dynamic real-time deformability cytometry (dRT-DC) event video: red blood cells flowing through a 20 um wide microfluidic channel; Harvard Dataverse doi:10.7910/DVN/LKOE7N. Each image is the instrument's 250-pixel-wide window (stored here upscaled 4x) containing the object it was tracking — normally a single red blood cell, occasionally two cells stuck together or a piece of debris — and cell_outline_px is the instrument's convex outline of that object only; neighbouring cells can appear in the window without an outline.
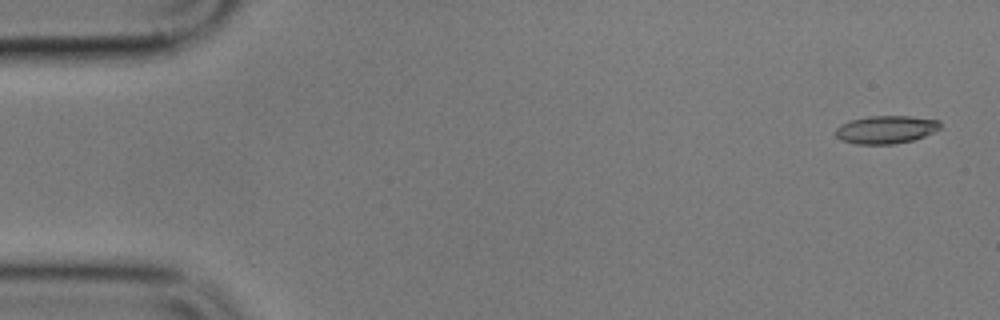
{"species": "common noctule bat (a hibernating species)", "species_latin": "Nyctalus noctula", "temperature_condition": "cold", "stored_images_in_passage": 5, "camera_frame_rate_fps": 3000, "um_per_image_px": 0.085, "animal": {"sex": "male", "body_mass_g": 17.9}, "frame": {"image": 1, "passage_image": 1, "time_ms": 0.0, "image_size_px": [1000, 320], "cell_outline_px": [[940, 128], [924, 136], [912, 140], [892, 144], [856, 144], [840, 140], [836, 136], [836, 128], [840, 124], [848, 120], [868, 116], [908, 116], [940, 120]], "centroid_in_image_um": [75.26, 11.0], "position_along_channel_um": 9.7, "area_um2": 17.05}}
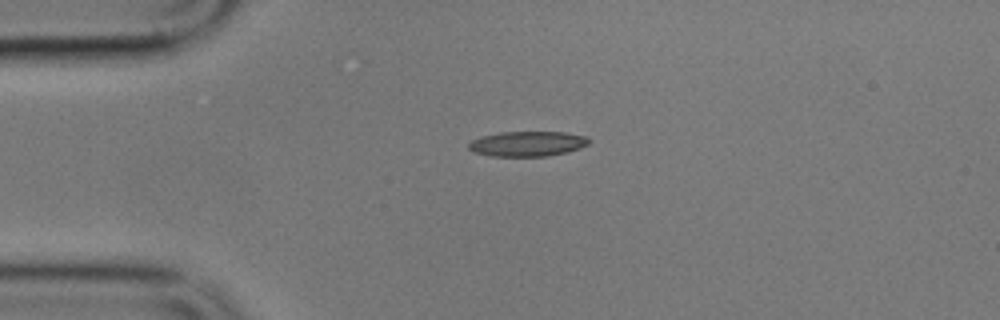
{"frame": {"image": 2, "passage_image": 4, "time_ms": 3.667, "image_size_px": [1000, 320], "cell_outline_px": [[592, 140], [588, 144], [580, 148], [568, 152], [548, 156], [492, 156], [472, 152], [468, 148], [468, 144], [472, 140], [480, 136], [500, 132], [564, 132], [588, 136]], "centroid_in_image_um": [44.85, 12.22], "position_along_channel_um": 40.1, "area_um2": 17.8}}